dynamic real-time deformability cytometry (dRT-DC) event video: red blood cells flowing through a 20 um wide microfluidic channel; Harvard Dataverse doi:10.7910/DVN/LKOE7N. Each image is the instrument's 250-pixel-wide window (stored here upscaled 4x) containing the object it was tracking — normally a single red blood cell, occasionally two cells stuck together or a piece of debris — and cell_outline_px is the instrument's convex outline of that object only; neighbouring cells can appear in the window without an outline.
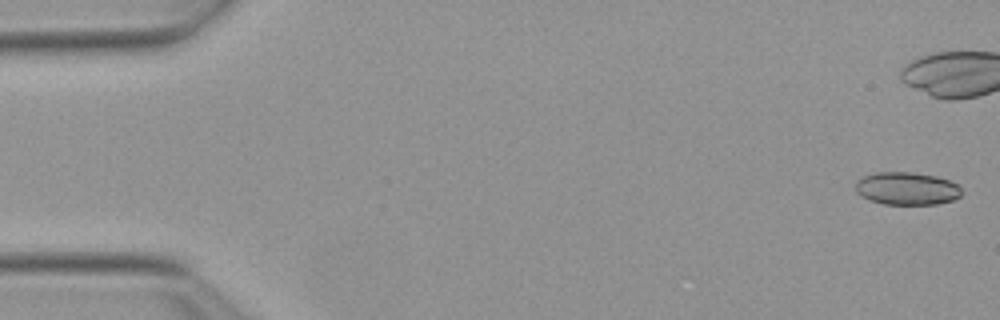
{"species": "Egyptian fruit bat (a non-hibernating species)", "species_latin": "Rousettus aegyptiacus", "temperature_condition": "warm", "stored_images_in_passage": 47, "camera_frame_rate_fps": 3000, "um_per_image_px": 0.085, "animal": {"sex": "female"}, "frame": {"image": 1, "passage_image": 1, "time_ms": 0.0, "image_size_px": [1000, 320], "cell_outline_px": [[964, 192], [960, 196], [952, 200], [936, 204], [884, 204], [868, 200], [860, 196], [856, 192], [856, 180], [864, 176], [876, 172], [912, 172], [936, 176], [948, 180], [956, 184]], "centroid_in_image_um": [77.06, 16.02], "position_along_channel_um": 7.9, "area_um2": 20.35}}
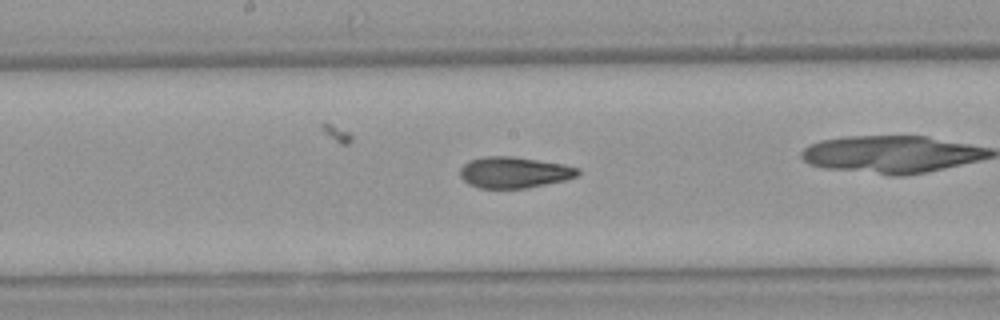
{"frame": {"image": 2, "passage_image": 27, "time_ms": 8.667, "image_size_px": [1000, 320], "cell_outline_px": [[580, 172], [576, 176], [564, 180], [528, 188], [480, 188], [468, 184], [460, 176], [460, 168], [468, 160], [484, 156], [512, 156], [564, 164], [580, 168]], "centroid_in_image_um": [43.69, 14.65], "position_along_channel_um": 204.5, "area_um2": 21.44}, "authors_computed_cell_mechanics": {"area_um2": 21.2126, "velocity_mm_per_s": 3.8766, "shape_relaxation_time_tau1_ms": null, "shape_relaxation_time_tau2_ms": 2.669, "deformation_change_tau1": null, "deformation_change_tau2": 0.1039}}